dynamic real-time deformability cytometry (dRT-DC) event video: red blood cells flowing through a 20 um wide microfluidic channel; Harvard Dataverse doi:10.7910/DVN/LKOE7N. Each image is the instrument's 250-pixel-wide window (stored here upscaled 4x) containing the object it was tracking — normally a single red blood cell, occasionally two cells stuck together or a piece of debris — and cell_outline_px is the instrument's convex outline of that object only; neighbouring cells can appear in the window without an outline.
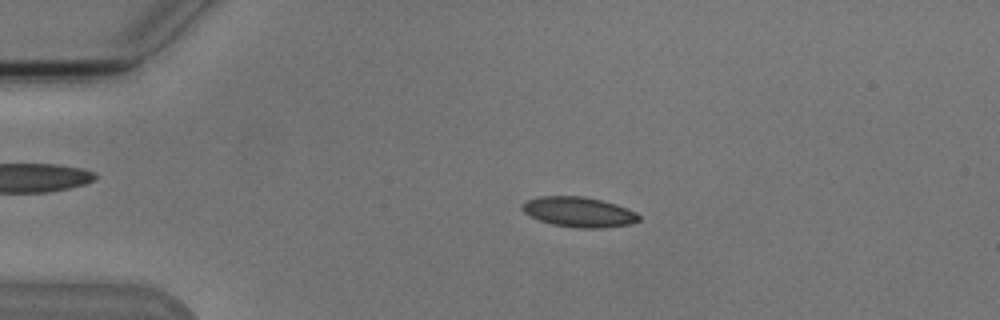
{"species": "Egyptian fruit bat (a non-hibernating species)", "species_latin": "Rousettus aegyptiacus", "temperature_condition": "cold", "stored_images_in_passage": 4, "camera_frame_rate_fps": 3000, "um_per_image_px": 0.085, "animal": {"sex": "male"}, "frame": {"image": 1, "passage_image": 3, "time_ms": 3.333, "image_size_px": [1000, 320], "cell_outline_px": [[640, 220], [628, 224], [600, 228], [576, 228], [552, 224], [540, 220], [524, 212], [520, 208], [520, 204], [528, 200], [540, 196], [584, 196], [616, 204], [628, 208], [636, 212], [640, 216]], "centroid_in_image_um": [49.19, 18.01], "position_along_channel_um": 35.8, "area_um2": 20.4}}